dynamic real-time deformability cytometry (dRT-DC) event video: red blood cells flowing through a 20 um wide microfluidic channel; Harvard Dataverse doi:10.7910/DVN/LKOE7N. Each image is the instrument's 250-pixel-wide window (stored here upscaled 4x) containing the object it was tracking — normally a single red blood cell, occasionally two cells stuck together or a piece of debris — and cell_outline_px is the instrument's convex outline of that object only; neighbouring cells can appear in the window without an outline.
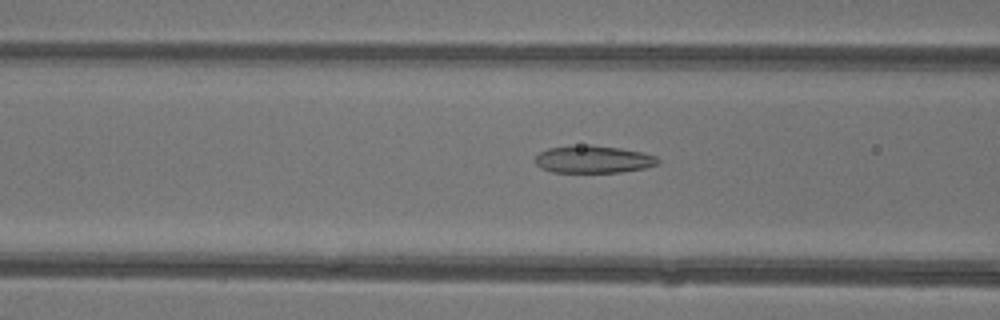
{"species": "common noctule bat (a hibernating species)", "species_latin": "Nyctalus noctula", "temperature_condition": "warm", "stored_images_in_passage": 37, "camera_frame_rate_fps": 3000, "um_per_image_px": 0.085, "animal": {"sex": "female"}, "frame": {"image": 1, "passage_image": 9, "time_ms": 2.667, "image_size_px": [1000, 320], "cell_outline_px": [[660, 164], [644, 168], [620, 172], [552, 172], [540, 168], [536, 164], [536, 156], [540, 152], [548, 148], [568, 144], [592, 144], [620, 148], [640, 152], [656, 156], [660, 160]], "centroid_in_image_um": [50.41, 13.52], "position_along_channel_um": 116.2, "area_um2": 19.94}}
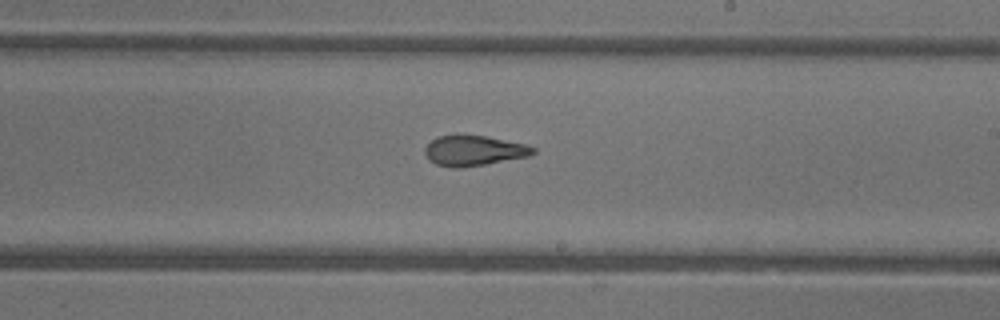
{"frame": {"image": 2, "passage_image": 18, "time_ms": 5.667, "image_size_px": [1000, 320], "cell_outline_px": [[536, 152], [528, 156], [484, 164], [460, 168], [452, 168], [436, 164], [428, 160], [424, 152], [424, 148], [436, 136], [484, 136], [524, 144], [536, 148]], "centroid_in_image_um": [40.24, 12.82], "position_along_channel_um": 248.8, "area_um2": 18.73}}
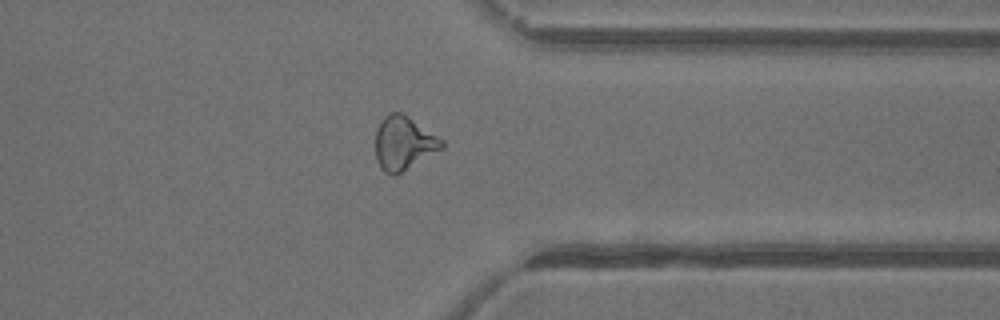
{"frame": {"image": 3, "passage_image": 27, "time_ms": 8.667, "image_size_px": [1000, 320], "cell_outline_px": [[444, 148], [400, 172], [392, 176], [384, 172], [380, 168], [376, 160], [376, 128], [380, 120], [384, 116], [392, 112], [400, 112], [408, 116], [444, 140]], "centroid_in_image_um": [34.3, 12.15], "position_along_channel_um": 377.1, "area_um2": 20.69}, "authors_computed_cell_mechanics": {"area_um2": 19.941, "velocity_mm_per_s": 4.4051, "shape_relaxation_time_tau1_ms": null, "shape_relaxation_time_tau2_ms": 1.1417, "deformation_change_tau1": null, "deformation_change_tau2": 0.0833}}